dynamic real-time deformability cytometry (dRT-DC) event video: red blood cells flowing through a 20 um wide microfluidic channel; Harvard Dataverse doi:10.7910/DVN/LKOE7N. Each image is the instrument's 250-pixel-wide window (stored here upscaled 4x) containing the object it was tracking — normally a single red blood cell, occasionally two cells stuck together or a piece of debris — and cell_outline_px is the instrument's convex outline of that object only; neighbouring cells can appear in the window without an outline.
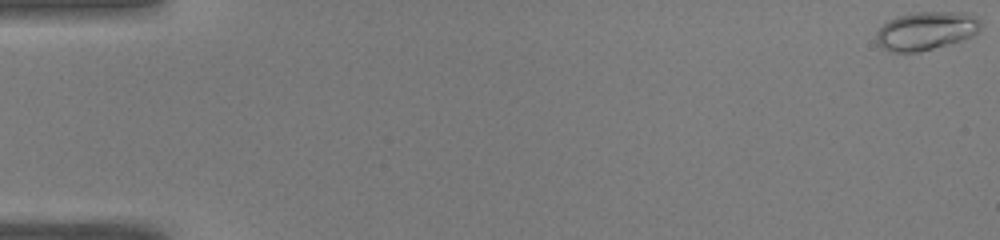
{"species": "common noctule bat (a hibernating species)", "species_latin": "Nyctalus noctula", "temperature_condition": "warm", "stored_images_in_passage": 51, "camera_frame_rate_fps": 3000, "um_per_image_px": 0.085, "animal": {"sex": "male", "body_mass_g": 19.0, "forearm_length_mm": 50.8}, "frame": {"image": 1, "passage_image": 1, "time_ms": 0.0, "image_size_px": [1000, 240], "cell_outline_px": [[984, 20], [980, 32], [972, 36], [960, 40], [932, 48], [916, 52], [888, 52], [876, 40], [876, 32], [888, 20], [896, 16], [912, 12], [968, 12]], "centroid_in_image_um": [78.77, 2.59], "position_along_channel_um": 6.2, "area_um2": 23.58}}
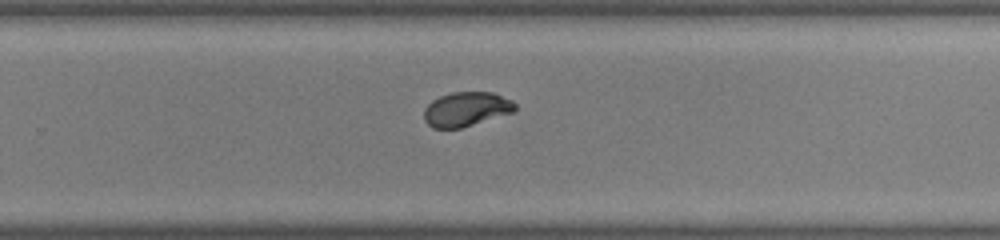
{"frame": {"image": 2, "passage_image": 34, "time_ms": 11.0, "image_size_px": [1000, 240], "cell_outline_px": [[516, 108], [512, 112], [460, 128], [432, 128], [424, 120], [424, 108], [432, 100], [440, 96], [452, 92], [492, 92], [512, 100], [516, 104]], "centroid_in_image_um": [39.6, 9.27], "position_along_channel_um": 290.2, "area_um2": 18.09}}
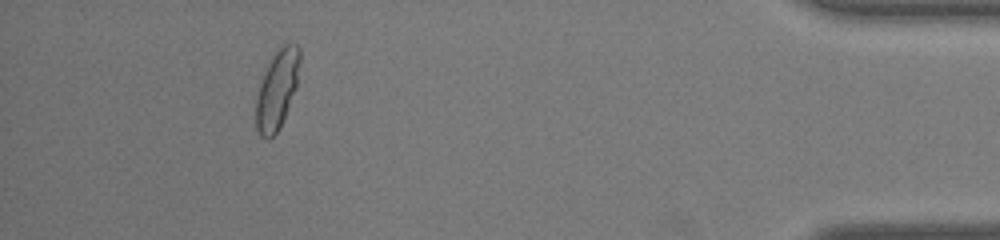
{"frame": {"image": 3, "passage_image": 47, "time_ms": 15.333, "image_size_px": [1000, 240], "cell_outline_px": [[300, 60], [296, 88], [284, 116], [276, 132], [268, 140], [260, 136], [256, 128], [256, 96], [264, 68], [272, 56], [284, 44], [296, 44], [300, 48]], "centroid_in_image_um": [23.53, 7.59], "position_along_channel_um": 411.7, "area_um2": 20.0}, "authors_computed_cell_mechanics": {"area_um2": 19.1318, "velocity_mm_per_s": 4.0683, "shape_relaxation_time_tau1_ms": 6.8369, "shape_relaxation_time_tau2_ms": null, "deformation_change_tau1": 0.2467, "deformation_change_tau2": null}}